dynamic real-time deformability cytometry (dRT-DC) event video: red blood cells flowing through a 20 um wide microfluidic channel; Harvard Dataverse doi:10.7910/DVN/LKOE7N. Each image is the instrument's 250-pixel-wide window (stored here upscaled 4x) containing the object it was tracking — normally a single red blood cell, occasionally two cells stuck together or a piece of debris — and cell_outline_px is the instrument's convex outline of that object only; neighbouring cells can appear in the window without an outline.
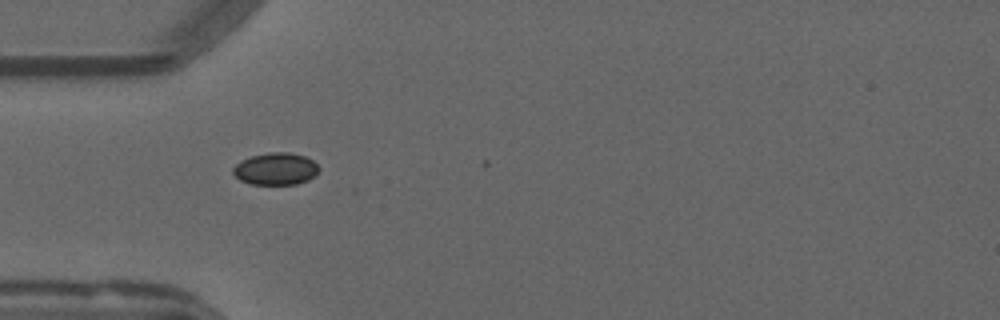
{"species": "common noctule bat (a hibernating species)", "species_latin": "Nyctalus noctula", "temperature_condition": "warm", "stored_images_in_passage": 3, "camera_frame_rate_fps": 3000, "um_per_image_px": 0.085, "animal": {"sex": "male", "forearm_length_mm": 52.5}, "frame": {"image": 1, "passage_image": 1, "time_ms": 0.0, "image_size_px": [1000, 320], "cell_outline_px": [[320, 168], [316, 176], [308, 180], [296, 184], [252, 184], [240, 180], [232, 172], [232, 168], [240, 160], [252, 156], [268, 152], [288, 152], [304, 156], [312, 160]], "centroid_in_image_um": [23.44, 14.35], "position_along_channel_um": 61.6, "area_um2": 16.13}}